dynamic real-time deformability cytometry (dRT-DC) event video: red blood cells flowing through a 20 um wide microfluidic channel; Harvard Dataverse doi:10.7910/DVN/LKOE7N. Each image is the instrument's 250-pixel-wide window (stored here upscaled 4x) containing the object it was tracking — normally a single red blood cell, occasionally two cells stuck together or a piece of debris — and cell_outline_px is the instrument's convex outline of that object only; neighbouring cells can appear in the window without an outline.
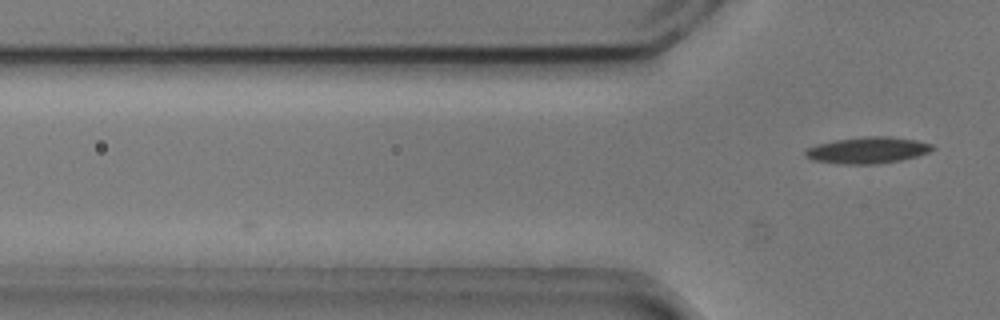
{"species": "common noctule bat (a hibernating species)", "species_latin": "Nyctalus noctula", "temperature_condition": "cold", "stored_images_in_passage": 5, "camera_frame_rate_fps": 3000, "um_per_image_px": 0.085, "animal": {"sex": "male", "body_mass_g": 20.5, "forearm_length_mm": 52.5}, "frame": {"image": 1, "passage_image": 5, "time_ms": 1.333, "image_size_px": [1000, 320], "cell_outline_px": [[936, 148], [928, 152], [916, 156], [900, 160], [876, 164], [836, 164], [812, 160], [804, 156], [804, 152], [808, 148], [816, 144], [836, 140], [868, 136], [888, 136], [916, 140], [932, 144]], "centroid_in_image_um": [73.72, 12.77], "position_along_channel_um": 52.1, "area_um2": 19.59}}